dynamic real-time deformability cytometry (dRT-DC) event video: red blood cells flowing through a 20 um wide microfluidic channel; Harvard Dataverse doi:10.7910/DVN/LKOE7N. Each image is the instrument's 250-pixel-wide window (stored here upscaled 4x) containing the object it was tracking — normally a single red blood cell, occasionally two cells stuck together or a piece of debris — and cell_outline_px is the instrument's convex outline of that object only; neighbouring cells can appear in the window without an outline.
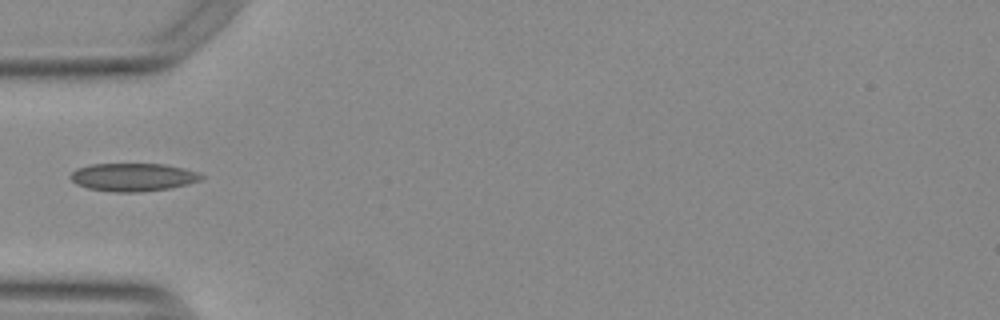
{"species": "Egyptian fruit bat (a non-hibernating species)", "species_latin": "Rousettus aegyptiacus", "temperature_condition": "warm", "stored_images_in_passage": 37, "camera_frame_rate_fps": 3000, "um_per_image_px": 0.085, "animal": {"sex": "female"}, "frame": {"image": 1, "passage_image": 1, "time_ms": 0.0, "image_size_px": [1000, 320], "cell_outline_px": [[204, 176], [200, 180], [188, 184], [168, 188], [140, 192], [112, 192], [88, 188], [76, 184], [68, 176], [76, 168], [92, 164], [164, 164], [184, 168], [196, 172]], "centroid_in_image_um": [11.27, 15.06], "position_along_channel_um": 73.7, "area_um2": 21.33}}
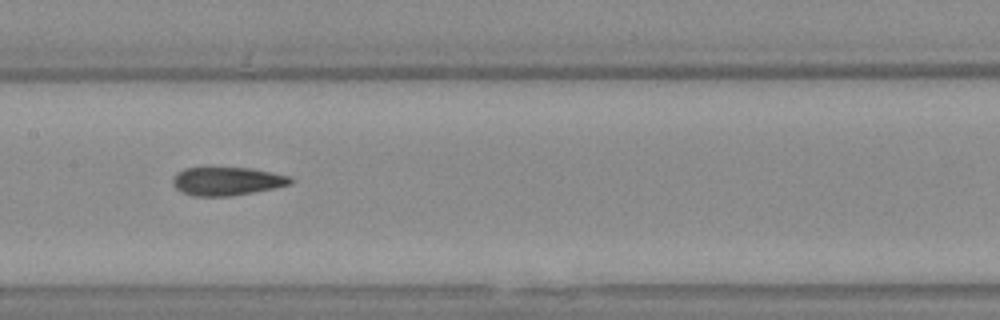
{"frame": {"image": 2, "passage_image": 10, "time_ms": 3.0, "image_size_px": [1000, 320], "cell_outline_px": [[292, 180], [288, 184], [272, 188], [252, 192], [228, 196], [192, 196], [176, 188], [172, 184], [172, 180], [184, 168], [252, 168], [292, 176]], "centroid_in_image_um": [19.3, 15.4], "position_along_channel_um": 188.1, "area_um2": 19.07}}
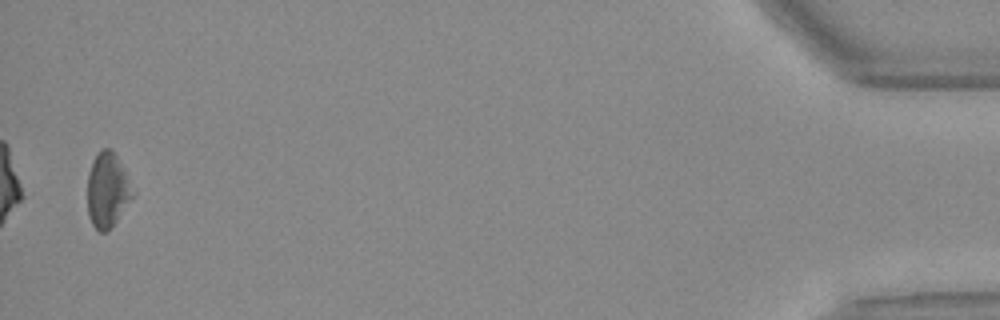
{"frame": {"image": 3, "passage_image": 36, "time_ms": 11.667, "image_size_px": [1000, 320], "cell_outline_px": [[136, 192], [108, 232], [100, 232], [92, 224], [88, 216], [88, 172], [92, 160], [100, 148], [108, 148], [116, 156]], "centroid_in_image_um": [9.12, 16.16], "position_along_channel_um": 426.1, "area_um2": 19.65}}